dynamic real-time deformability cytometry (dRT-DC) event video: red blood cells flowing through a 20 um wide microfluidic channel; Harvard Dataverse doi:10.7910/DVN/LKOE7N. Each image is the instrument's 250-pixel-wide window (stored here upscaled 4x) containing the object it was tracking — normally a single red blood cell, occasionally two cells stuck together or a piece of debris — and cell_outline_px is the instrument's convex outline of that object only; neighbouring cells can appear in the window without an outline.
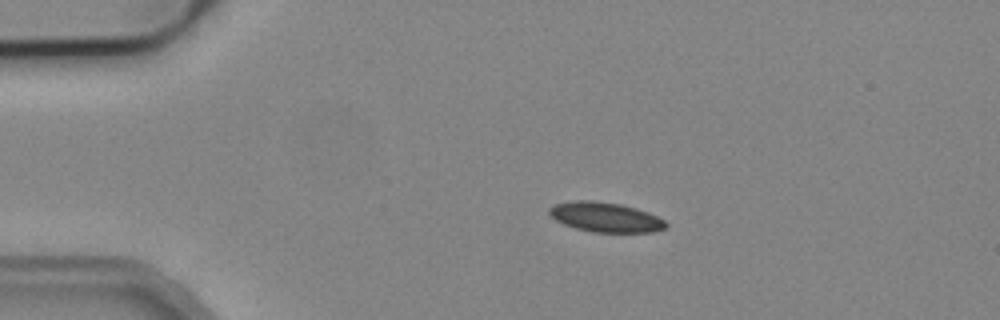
{"species": "common noctule bat (a hibernating species)", "species_latin": "Nyctalus noctula", "temperature_condition": "cold", "stored_images_in_passage": 5, "camera_frame_rate_fps": 3000, "um_per_image_px": 0.085, "animal": {"sex": "male", "body_mass_g": 19.2, "forearm_length_mm": 51.8}, "frame": {"image": 1, "passage_image": 2, "time_ms": 1.333, "image_size_px": [1000, 320], "cell_outline_px": [[668, 224], [664, 228], [652, 232], [592, 232], [576, 228], [564, 224], [556, 220], [548, 212], [556, 204], [576, 200], [592, 200], [620, 204], [636, 208], [648, 212], [664, 220]], "centroid_in_image_um": [51.48, 18.46], "position_along_channel_um": 33.5, "area_um2": 19.94}}
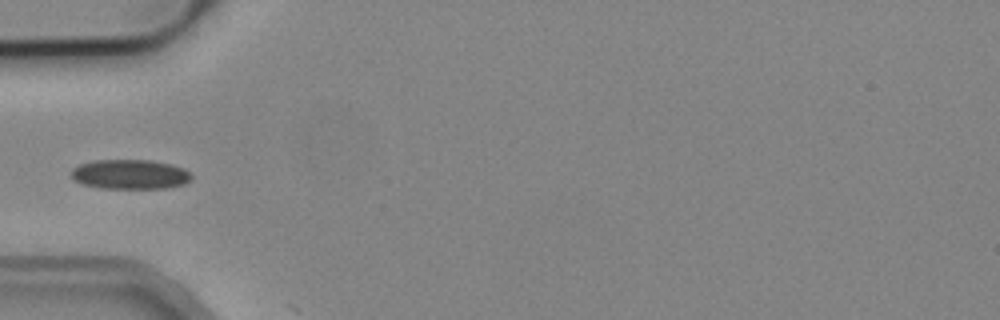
{"frame": {"image": 2, "passage_image": 4, "time_ms": 3.667, "image_size_px": [1000, 320], "cell_outline_px": [[192, 180], [184, 184], [164, 188], [100, 188], [84, 184], [76, 180], [72, 176], [72, 168], [80, 164], [92, 160], [152, 160], [184, 168], [192, 176]], "centroid_in_image_um": [11.07, 14.81], "position_along_channel_um": 73.9, "area_um2": 20.63}}